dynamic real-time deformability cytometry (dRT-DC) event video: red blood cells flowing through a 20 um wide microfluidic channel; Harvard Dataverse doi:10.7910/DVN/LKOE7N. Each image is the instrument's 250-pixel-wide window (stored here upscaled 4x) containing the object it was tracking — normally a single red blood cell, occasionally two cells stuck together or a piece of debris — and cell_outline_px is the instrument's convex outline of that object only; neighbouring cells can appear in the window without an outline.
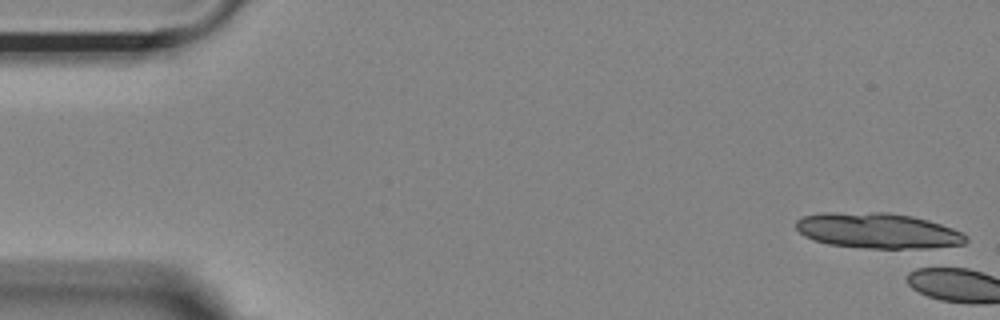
{"species": "Egyptian fruit bat (a non-hibernating species)", "species_latin": "Rousettus aegyptiacus", "temperature_condition": "room temperature", "stored_images_in_passage": 1, "camera_frame_rate_fps": 3000, "um_per_image_px": 0.085, "animal": {"sex": "female"}, "frame": {"image": 1, "passage_image": 1, "time_ms": 0.0, "image_size_px": [1000, 320], "cell_outline_px": [[968, 240], [964, 244], [920, 252], [916, 252], [868, 248], [828, 244], [804, 236], [796, 228], [796, 220], [804, 216], [824, 212], [888, 212], [912, 216], [928, 220], [964, 232], [968, 236]], "centroid_in_image_um": [74.75, 19.66], "position_along_channel_um": 10.3, "area_um2": 36.53}}